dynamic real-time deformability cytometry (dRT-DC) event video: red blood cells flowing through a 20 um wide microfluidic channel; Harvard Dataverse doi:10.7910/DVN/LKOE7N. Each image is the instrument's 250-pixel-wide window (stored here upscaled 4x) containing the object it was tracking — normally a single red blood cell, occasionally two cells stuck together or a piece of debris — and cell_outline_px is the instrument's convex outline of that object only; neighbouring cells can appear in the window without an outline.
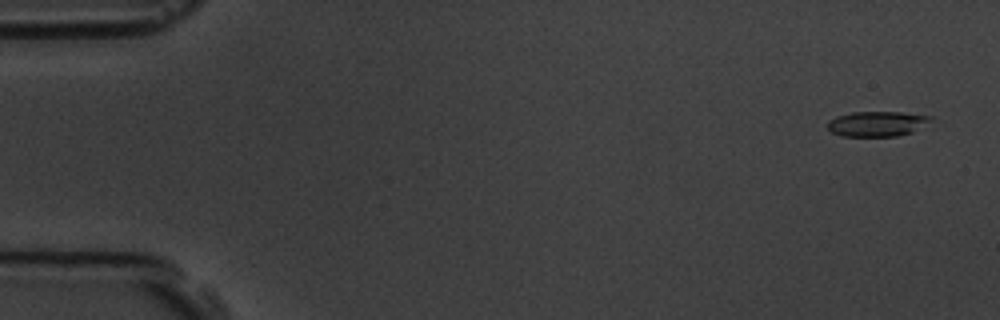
{"species": "common noctule bat (a hibernating species)", "species_latin": "Nyctalus noctula", "temperature_condition": "room temperature", "stored_images_in_passage": 58, "camera_frame_rate_fps": 3000, "um_per_image_px": 0.085, "animal": {"sex": "male", "body_mass_g": 19.5, "forearm_length_mm": 54.6}, "frame": {"image": 1, "passage_image": 3, "time_ms": 0.667, "image_size_px": [1000, 320], "cell_outline_px": [[932, 120], [912, 132], [896, 136], [840, 136], [832, 132], [828, 128], [828, 120], [836, 116], [852, 112], [900, 112], [932, 116]], "centroid_in_image_um": [74.52, 10.52], "position_along_channel_um": 10.5, "area_um2": 15.03}}
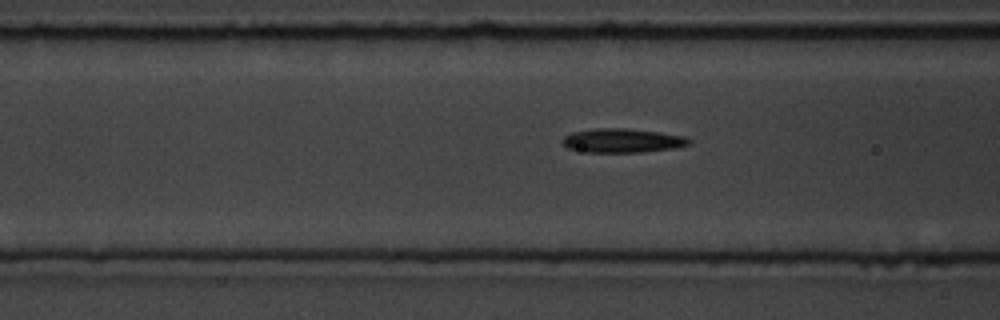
{"frame": {"image": 2, "passage_image": 23, "time_ms": 7.333, "image_size_px": [1000, 320], "cell_outline_px": [[692, 144], [676, 148], [640, 152], [588, 152], [568, 148], [560, 140], [564, 136], [572, 132], [596, 128], [628, 128], [660, 132], [684, 136], [692, 140]], "centroid_in_image_um": [52.93, 11.94], "position_along_channel_um": 113.7, "area_um2": 17.86}}
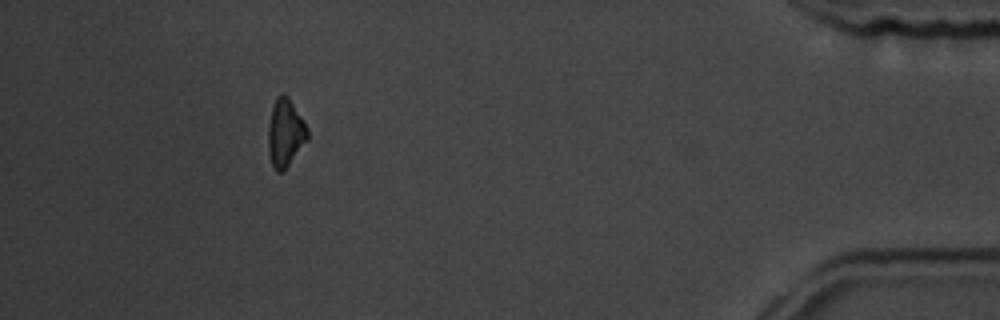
{"frame": {"image": 3, "passage_image": 53, "time_ms": 17.333, "image_size_px": [1000, 320], "cell_outline_px": [[308, 140], [288, 164], [280, 172], [276, 172], [272, 168], [268, 152], [268, 128], [272, 108], [276, 96], [288, 96], [308, 128]], "centroid_in_image_um": [24.24, 11.32], "position_along_channel_um": 411.0, "area_um2": 15.32}, "authors_computed_cell_mechanics": {"area_um2": 16.3574, "velocity_mm_per_s": 3.5651, "shape_relaxation_time_tau1_ms": 3.4428, "shape_relaxation_time_tau2_ms": null, "deformation_change_tau1": 0.1272, "deformation_change_tau2": null}}